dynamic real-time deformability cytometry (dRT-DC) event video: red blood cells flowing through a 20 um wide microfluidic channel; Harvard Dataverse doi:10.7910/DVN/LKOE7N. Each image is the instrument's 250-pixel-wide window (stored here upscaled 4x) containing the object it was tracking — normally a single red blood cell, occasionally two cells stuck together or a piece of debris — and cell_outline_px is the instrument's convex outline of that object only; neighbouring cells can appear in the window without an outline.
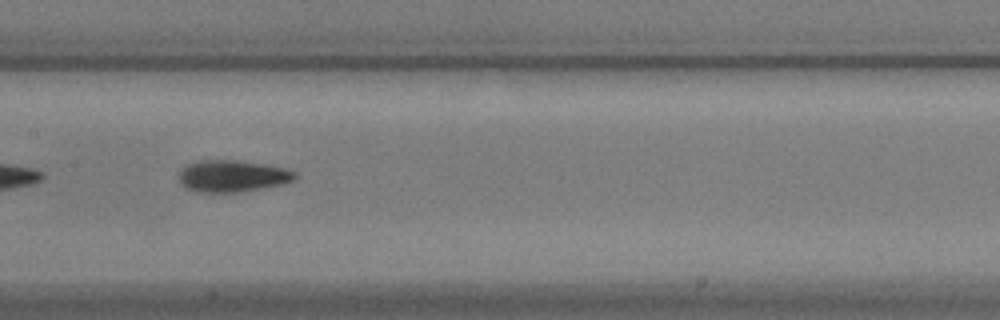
{"species": "common noctule bat (a hibernating species)", "species_latin": "Nyctalus noctula", "temperature_condition": "warm", "stored_images_in_passage": 31, "camera_frame_rate_fps": 3000, "um_per_image_px": 0.085, "animal": {"sex": "male", "body_mass_g": 17.9}, "frame": {"image": 1, "passage_image": 13, "time_ms": 4.0, "image_size_px": [1000, 320], "cell_outline_px": [[296, 180], [284, 184], [236, 192], [196, 192], [180, 184], [180, 172], [188, 164], [196, 160], [236, 160], [264, 164], [288, 168], [296, 172]], "centroid_in_image_um": [19.79, 14.95], "position_along_channel_um": 187.6, "area_um2": 21.5}, "authors_computed_cell_mechanics": {"area_um2": 21.0392, "velocity_mm_per_s": 3.5729, "shape_relaxation_time_tau1_ms": 3.1728, "shape_relaxation_time_tau2_ms": 3.6703, "deformation_change_tau1": 0.1506, "deformation_change_tau2": 0.1064}}